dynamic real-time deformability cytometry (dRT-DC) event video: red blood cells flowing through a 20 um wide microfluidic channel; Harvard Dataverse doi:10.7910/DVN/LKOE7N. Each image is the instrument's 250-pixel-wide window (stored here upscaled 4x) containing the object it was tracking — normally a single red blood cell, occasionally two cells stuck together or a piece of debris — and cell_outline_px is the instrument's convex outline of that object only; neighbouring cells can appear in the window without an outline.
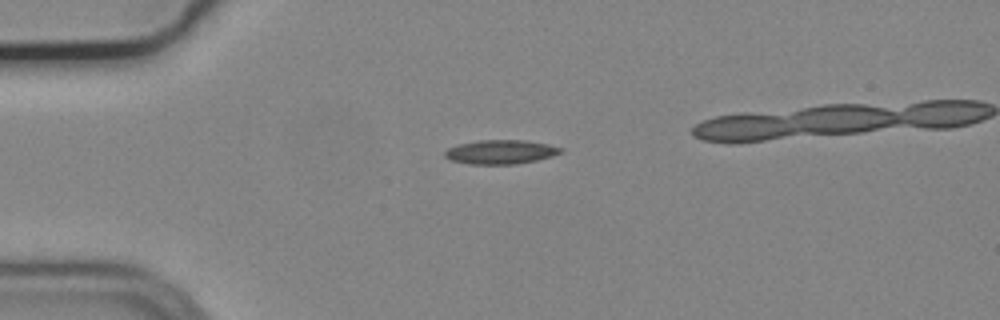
{"species": "common noctule bat (a hibernating species)", "species_latin": "Nyctalus noctula", "temperature_condition": "cold", "stored_images_in_passage": 5, "camera_frame_rate_fps": 3000, "um_per_image_px": 0.085, "animal": {"sex": "male", "body_mass_g": 19.2, "forearm_length_mm": 51.8}, "frame": {"image": 1, "passage_image": 1, "time_ms": 0.0, "image_size_px": [1000, 320], "cell_outline_px": [[564, 148], [560, 152], [552, 156], [536, 160], [516, 164], [468, 164], [452, 160], [444, 156], [444, 152], [448, 148], [456, 144], [476, 140], [524, 140], [548, 144]], "centroid_in_image_um": [42.52, 12.91], "position_along_channel_um": 42.5, "area_um2": 16.3}}
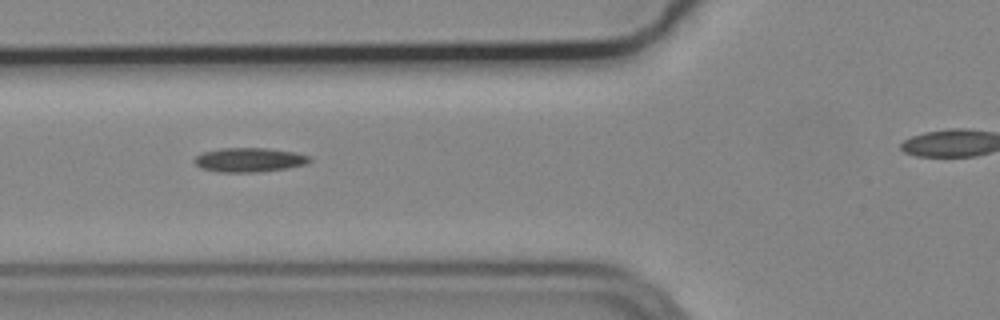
{"frame": {"image": 2, "passage_image": 3, "time_ms": 0.667, "image_size_px": [1000, 320], "cell_outline_px": [[312, 160], [304, 164], [284, 168], [256, 172], [220, 172], [200, 168], [192, 160], [196, 156], [204, 152], [224, 148], [268, 148], [296, 152], [308, 156]], "centroid_in_image_um": [21.16, 13.58], "position_along_channel_um": 104.6, "area_um2": 16.07}}